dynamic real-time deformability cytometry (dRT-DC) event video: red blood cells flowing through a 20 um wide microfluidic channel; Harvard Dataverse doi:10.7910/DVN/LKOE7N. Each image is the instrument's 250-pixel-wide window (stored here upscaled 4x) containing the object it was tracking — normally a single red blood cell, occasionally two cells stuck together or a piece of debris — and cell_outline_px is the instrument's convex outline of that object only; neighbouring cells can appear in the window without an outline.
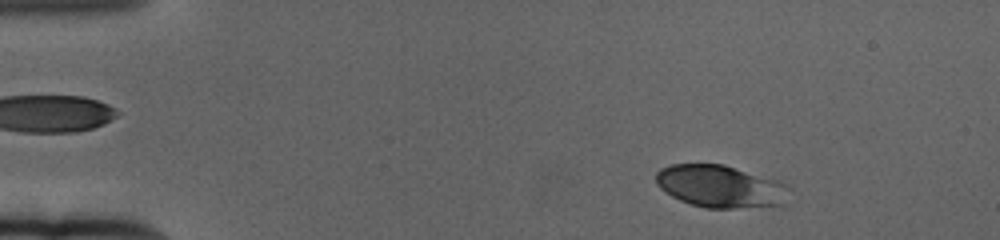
{"species": "human", "species_latin": "Homo sapiens", "temperature_condition": "cold", "stored_images_in_passage": 57, "camera_frame_rate_fps": 3000, "um_per_image_px": 0.085, "donor": {"sex": "female"}, "frame": {"image": 1, "passage_image": 5, "time_ms": 1.333, "image_size_px": [1000, 240], "cell_outline_px": [[788, 204], [736, 208], [704, 208], [680, 200], [672, 196], [660, 188], [656, 184], [656, 172], [660, 168], [672, 164], [724, 164], [780, 180], [788, 188]], "centroid_in_image_um": [61.25, 15.83], "position_along_channel_um": 23.7, "area_um2": 33.18}}
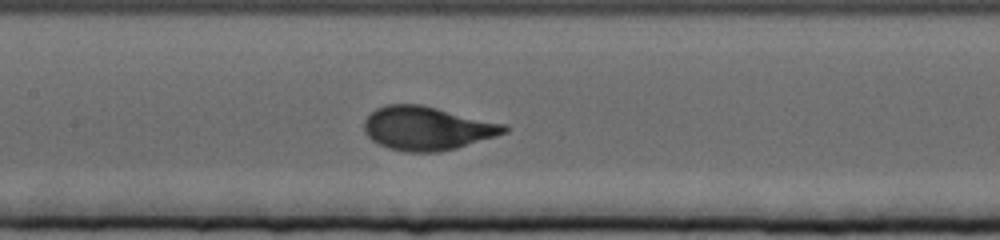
{"frame": {"image": 2, "passage_image": 26, "time_ms": 8.333, "image_size_px": [1000, 240], "cell_outline_px": [[508, 132], [496, 136], [456, 148], [440, 152], [404, 152], [388, 148], [372, 140], [364, 132], [364, 120], [376, 108], [384, 104], [420, 104], [508, 124]], "centroid_in_image_um": [36.31, 10.9], "position_along_channel_um": 171.1, "area_um2": 35.84}}
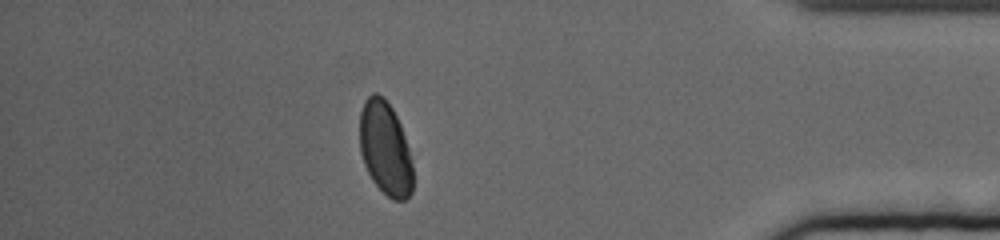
{"frame": {"image": 3, "passage_image": 50, "time_ms": 16.333, "image_size_px": [1000, 240], "cell_outline_px": [[412, 192], [404, 200], [392, 200], [372, 180], [364, 164], [360, 152], [360, 112], [364, 100], [372, 92], [376, 92], [384, 96], [392, 108], [400, 124], [408, 148], [412, 164]], "centroid_in_image_um": [32.73, 12.58], "position_along_channel_um": 402.5, "area_um2": 28.96}, "authors_computed_cell_mechanics": {"area_um2": 34.2176, "velocity_mm_per_s": 3.3339, "shape_relaxation_time_tau1_ms": 3.3097, "shape_relaxation_time_tau2_ms": null, "deformation_change_tau1": 0.1344, "deformation_change_tau2": null}}